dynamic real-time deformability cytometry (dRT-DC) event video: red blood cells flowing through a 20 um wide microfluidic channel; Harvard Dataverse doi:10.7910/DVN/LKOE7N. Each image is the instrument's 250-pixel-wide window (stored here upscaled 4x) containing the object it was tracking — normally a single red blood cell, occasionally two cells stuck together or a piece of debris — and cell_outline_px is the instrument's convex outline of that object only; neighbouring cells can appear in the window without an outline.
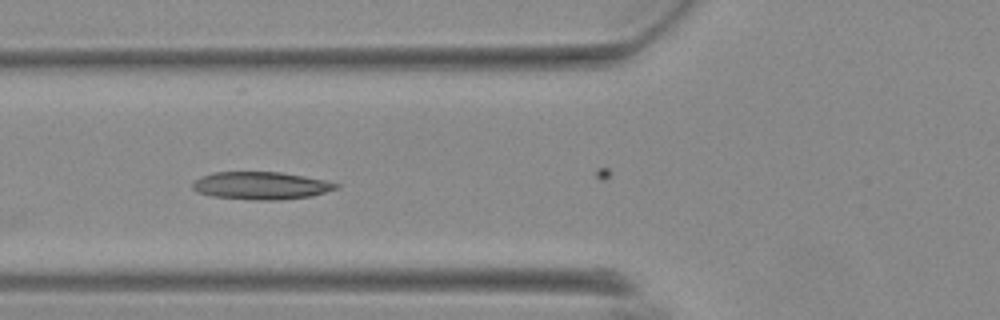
{"species": "Egyptian fruit bat (a non-hibernating species)", "species_latin": "Rousettus aegyptiacus", "temperature_condition": "warm", "stored_images_in_passage": 10, "camera_frame_rate_fps": 3000, "um_per_image_px": 0.085, "animal": {"sex": "female"}, "frame": {"image": 1, "passage_image": 3, "time_ms": 0.667, "image_size_px": [1000, 320], "cell_outline_px": [[340, 188], [312, 196], [280, 200], [256, 200], [212, 196], [196, 192], [192, 188], [192, 184], [200, 176], [212, 172], [280, 172], [324, 180], [340, 184]], "centroid_in_image_um": [22.18, 15.78], "position_along_channel_um": 103.6, "area_um2": 23.18}}
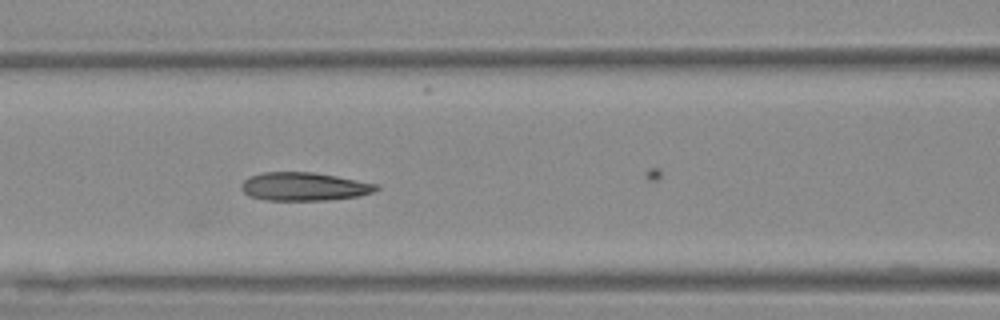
{"frame": {"image": 2, "passage_image": 6, "time_ms": 1.667, "image_size_px": [1000, 320], "cell_outline_px": [[380, 188], [372, 192], [360, 196], [328, 200], [264, 200], [248, 196], [240, 188], [240, 184], [244, 180], [252, 176], [264, 172], [312, 172], [336, 176], [380, 184]], "centroid_in_image_um": [25.86, 15.86], "position_along_channel_um": 140.7, "area_um2": 22.37}}
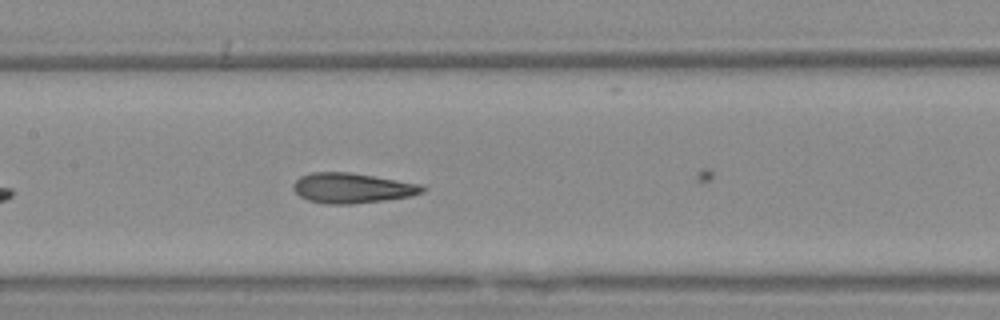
{"frame": {"image": 3, "passage_image": 9, "time_ms": 2.667, "image_size_px": [1000, 320], "cell_outline_px": [[428, 188], [424, 192], [412, 196], [384, 200], [352, 204], [328, 204], [308, 200], [300, 196], [292, 188], [292, 184], [300, 176], [312, 172], [348, 172], [420, 184]], "centroid_in_image_um": [29.93, 15.99], "position_along_channel_um": 177.5, "area_um2": 22.6}}